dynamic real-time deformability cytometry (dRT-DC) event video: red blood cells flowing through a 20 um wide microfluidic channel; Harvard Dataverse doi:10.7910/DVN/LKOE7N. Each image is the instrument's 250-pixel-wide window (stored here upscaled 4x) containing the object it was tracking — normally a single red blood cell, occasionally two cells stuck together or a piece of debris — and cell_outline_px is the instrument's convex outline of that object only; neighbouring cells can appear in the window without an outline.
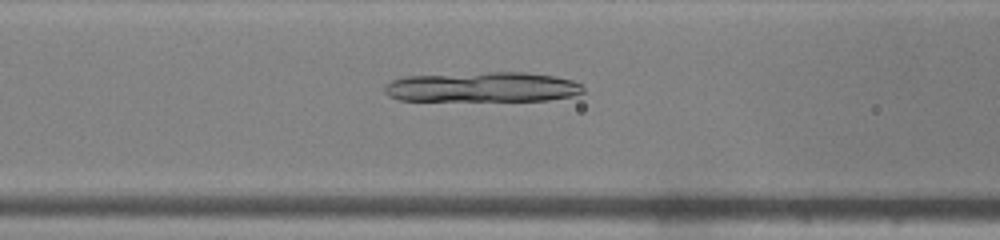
{"species": "common noctule bat (a hibernating species)", "species_latin": "Nyctalus noctula", "temperature_condition": "warm", "stored_images_in_passage": 37, "camera_frame_rate_fps": 3000, "um_per_image_px": 0.085, "animal": {"sex": "male", "body_mass_g": 19.0, "forearm_length_mm": 50.8}, "frame": {"image": 1, "passage_image": 10, "time_ms": 3.0, "image_size_px": [1000, 240], "cell_outline_px": [[584, 92], [572, 96], [548, 100], [400, 100], [388, 96], [384, 92], [384, 88], [392, 80], [404, 76], [488, 72], [524, 72], [556, 76], [572, 80], [580, 84], [584, 88]], "centroid_in_image_um": [41.03, 7.39], "position_along_channel_um": 125.6, "area_um2": 34.68}}
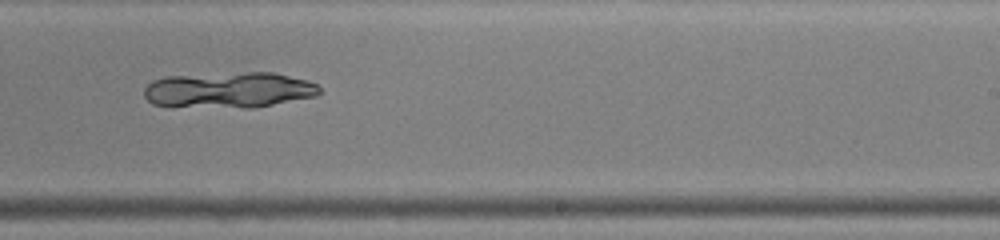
{"frame": {"image": 2, "passage_image": 20, "time_ms": 6.333, "image_size_px": [1000, 240], "cell_outline_px": [[320, 92], [316, 96], [252, 108], [172, 108], [152, 104], [144, 96], [144, 88], [152, 80], [164, 76], [248, 72], [272, 72], [308, 80], [316, 84], [320, 88]], "centroid_in_image_um": [19.38, 7.67], "position_along_channel_um": 269.6, "area_um2": 37.4}}
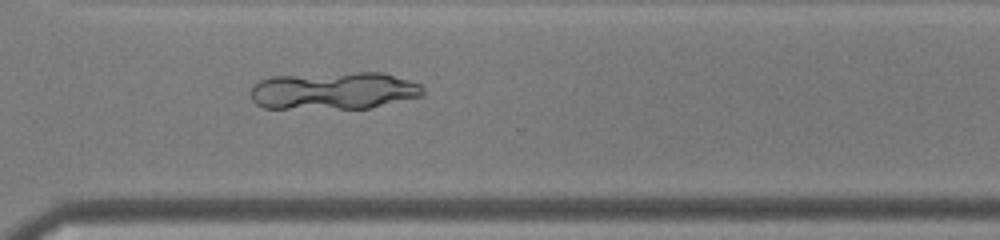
{"frame": {"image": 3, "passage_image": 25, "time_ms": 8.0, "image_size_px": [1000, 240], "cell_outline_px": [[424, 96], [368, 108], [264, 108], [256, 104], [252, 100], [252, 88], [260, 80], [272, 76], [356, 72], [384, 72], [420, 84], [424, 88]], "centroid_in_image_um": [28.41, 7.7], "position_along_channel_um": 342.2, "area_um2": 37.63}}